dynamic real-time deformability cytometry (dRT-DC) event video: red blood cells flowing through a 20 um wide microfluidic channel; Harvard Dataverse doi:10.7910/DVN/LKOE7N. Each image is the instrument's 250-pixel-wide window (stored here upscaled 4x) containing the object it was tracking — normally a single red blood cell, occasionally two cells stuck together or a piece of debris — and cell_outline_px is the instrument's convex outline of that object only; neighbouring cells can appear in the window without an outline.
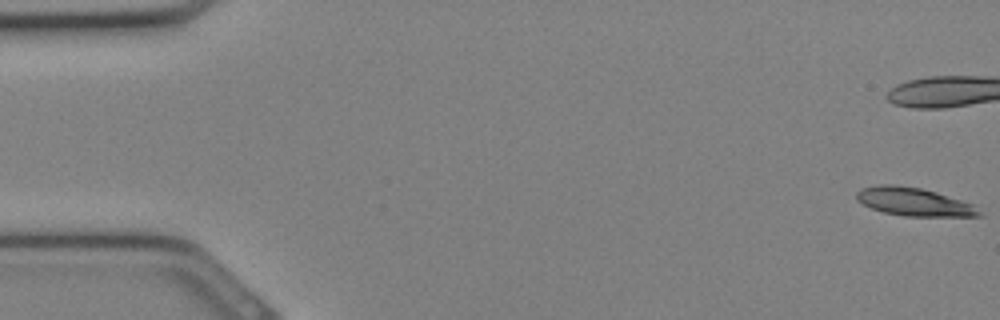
{"species": "Egyptian fruit bat (a non-hibernating species)", "species_latin": "Rousettus aegyptiacus", "temperature_condition": "cold", "stored_images_in_passage": 27, "camera_frame_rate_fps": 3000, "um_per_image_px": 0.085, "animal": {"sex": "female"}, "frame": {"image": 1, "passage_image": 1, "time_ms": 0.0, "image_size_px": [1000, 320], "cell_outline_px": [[984, 216], [904, 216], [884, 212], [872, 208], [856, 200], [856, 192], [860, 188], [880, 184], [892, 184], [920, 188], [936, 192], [972, 204]], "centroid_in_image_um": [77.64, 17.15], "position_along_channel_um": 7.4, "area_um2": 19.94}}